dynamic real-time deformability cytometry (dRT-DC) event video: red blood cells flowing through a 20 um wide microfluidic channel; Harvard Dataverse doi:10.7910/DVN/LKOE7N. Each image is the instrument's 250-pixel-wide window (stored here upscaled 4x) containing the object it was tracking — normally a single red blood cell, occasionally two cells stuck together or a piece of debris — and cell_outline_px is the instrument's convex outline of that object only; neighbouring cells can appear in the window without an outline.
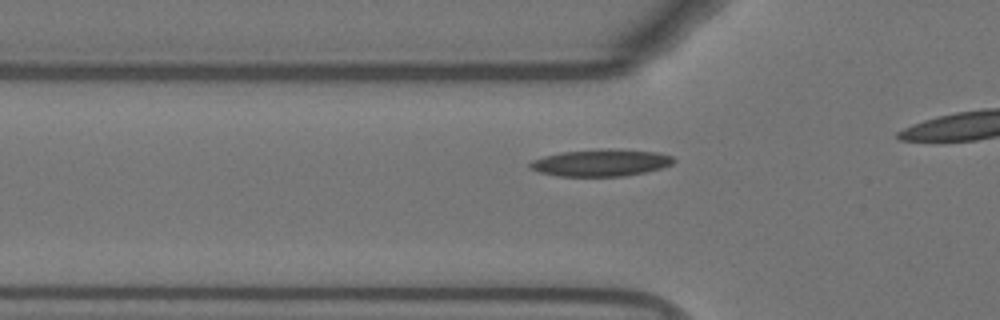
{"species": "Egyptian fruit bat (a non-hibernating species)", "species_latin": "Rousettus aegyptiacus", "temperature_condition": "warm", "stored_images_in_passage": 17, "camera_frame_rate_fps": 3000, "um_per_image_px": 0.085, "animal": {"sex": "female"}, "frame": {"image": 1, "passage_image": 11, "time_ms": 3.333, "image_size_px": [1000, 320], "cell_outline_px": [[676, 160], [672, 164], [660, 168], [644, 172], [624, 176], [556, 176], [540, 172], [528, 168], [528, 164], [532, 160], [544, 156], [560, 152], [608, 148], [660, 152], [672, 156]], "centroid_in_image_um": [51.06, 13.82], "position_along_channel_um": 74.7, "area_um2": 22.72}}
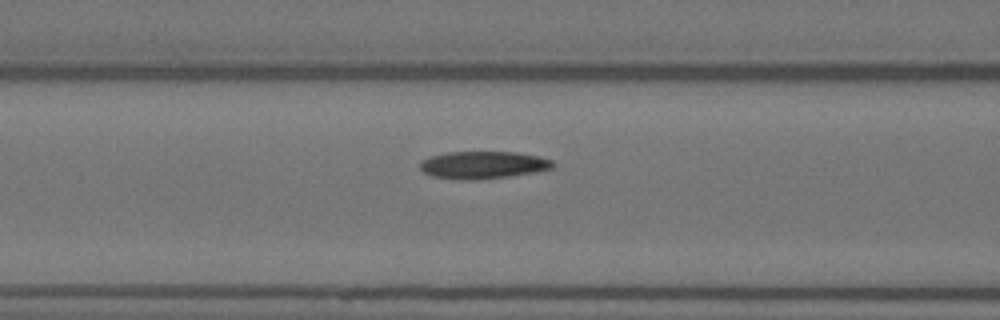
{"frame": {"image": 2, "passage_image": 15, "time_ms": 4.667, "image_size_px": [1000, 320], "cell_outline_px": [[552, 168], [536, 172], [508, 176], [476, 180], [460, 180], [432, 176], [424, 172], [420, 168], [420, 164], [424, 160], [432, 156], [448, 152], [516, 152], [540, 156], [552, 160]], "centroid_in_image_um": [41.07, 14.02], "position_along_channel_um": 125.5, "area_um2": 21.1}}